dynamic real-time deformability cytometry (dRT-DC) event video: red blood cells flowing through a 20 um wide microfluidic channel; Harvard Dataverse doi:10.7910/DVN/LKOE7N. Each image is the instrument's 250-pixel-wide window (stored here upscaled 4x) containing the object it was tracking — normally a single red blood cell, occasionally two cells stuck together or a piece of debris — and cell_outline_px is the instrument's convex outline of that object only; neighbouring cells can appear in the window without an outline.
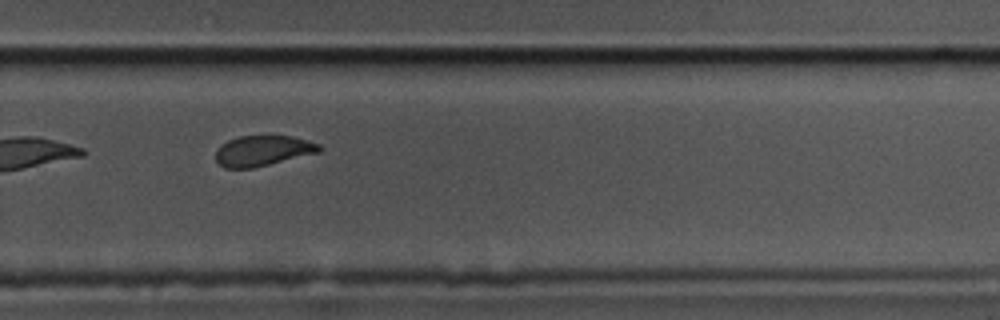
{"species": "common noctule bat (a hibernating species)", "species_latin": "Nyctalus noctula", "temperature_condition": "cold", "stored_images_in_passage": 14, "camera_frame_rate_fps": 3000, "um_per_image_px": 0.085, "animal": {"sex": "male", "body_mass_g": 17.5, "forearm_length_mm": 52.3}, "frame": {"image": 1, "passage_image": 10, "time_ms": 3.0, "image_size_px": [1000, 320], "cell_outline_px": [[324, 148], [320, 152], [252, 168], [224, 168], [216, 160], [216, 148], [220, 144], [228, 140], [240, 136], [292, 136], [320, 144]], "centroid_in_image_um": [22.34, 12.81], "position_along_channel_um": 307.5, "area_um2": 18.38}}